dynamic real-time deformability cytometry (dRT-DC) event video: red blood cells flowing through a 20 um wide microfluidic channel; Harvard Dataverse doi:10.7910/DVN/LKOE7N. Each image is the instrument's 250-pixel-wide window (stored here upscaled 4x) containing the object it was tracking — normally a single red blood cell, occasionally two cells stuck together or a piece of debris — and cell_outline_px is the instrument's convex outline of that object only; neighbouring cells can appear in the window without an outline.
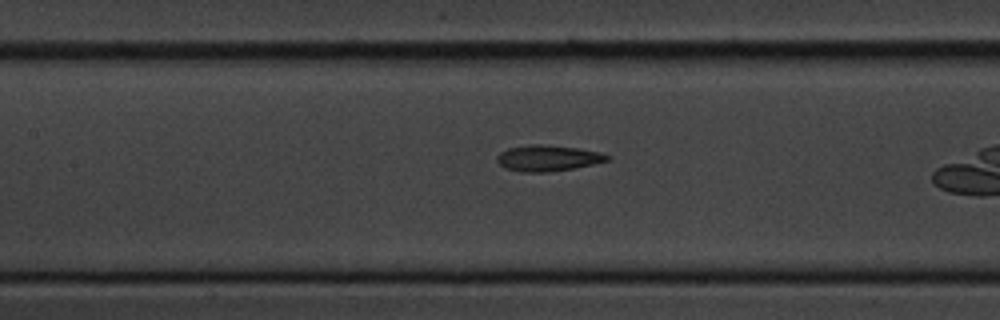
{"species": "common noctule bat (a hibernating species)", "species_latin": "Nyctalus noctula", "temperature_condition": "cold", "stored_images_in_passage": 15, "camera_frame_rate_fps": 3000, "um_per_image_px": 0.085, "animal": {"sex": "male", "body_mass_g": 20.1, "forearm_length_mm": 53.5}, "frame": {"image": 1, "passage_image": 9, "time_ms": 2.667, "image_size_px": [1000, 320], "cell_outline_px": [[612, 156], [608, 160], [592, 164], [572, 168], [548, 172], [520, 172], [504, 168], [496, 160], [496, 156], [500, 152], [508, 148], [532, 144], [540, 144], [576, 148], [600, 152]], "centroid_in_image_um": [46.53, 13.44], "position_along_channel_um": 160.9, "area_um2": 16.59}}